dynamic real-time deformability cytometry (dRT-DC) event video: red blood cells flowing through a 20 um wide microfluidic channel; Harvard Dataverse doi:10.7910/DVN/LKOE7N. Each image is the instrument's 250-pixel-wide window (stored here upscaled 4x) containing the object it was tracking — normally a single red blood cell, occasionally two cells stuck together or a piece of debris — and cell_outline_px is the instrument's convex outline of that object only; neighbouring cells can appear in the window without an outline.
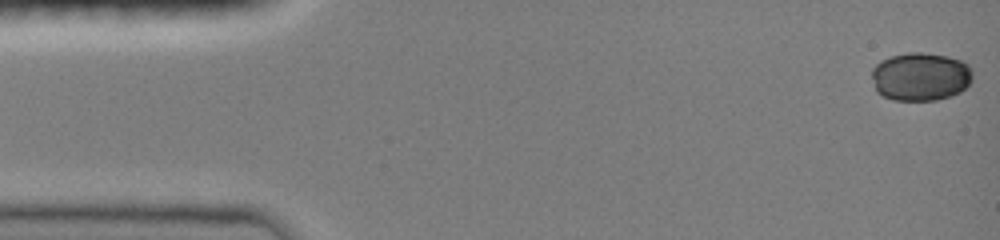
{"species": "common noctule bat (a hibernating species)", "species_latin": "Nyctalus noctula", "temperature_condition": "room temperature", "stored_images_in_passage": 16, "camera_frame_rate_fps": 3000, "um_per_image_px": 0.085, "animal": {"sex": "female", "body_mass_g": 19.0, "forearm_length_mm": 51.5}, "frame": {"image": 1, "passage_image": 1, "time_ms": 0.0, "image_size_px": [1000, 240], "cell_outline_px": [[972, 80], [960, 92], [952, 96], [936, 100], [892, 100], [876, 92], [872, 76], [872, 68], [880, 60], [892, 56], [908, 52], [920, 52], [948, 56], [960, 60], [968, 64], [972, 68]], "centroid_in_image_um": [78.25, 6.51], "position_along_channel_um": 6.8, "area_um2": 28.61}}
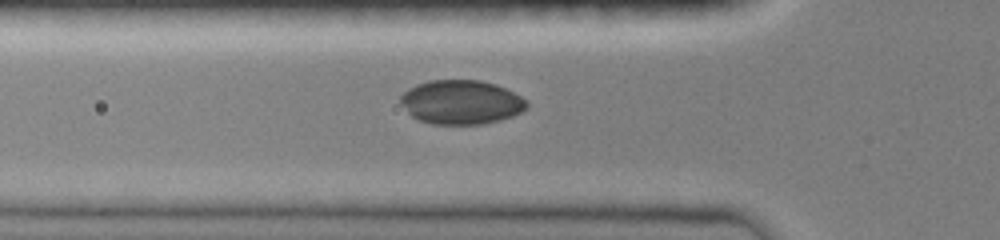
{"frame": {"image": 2, "passage_image": 10, "time_ms": 5.0, "image_size_px": [1000, 240], "cell_outline_px": [[528, 108], [512, 116], [500, 120], [484, 124], [432, 124], [420, 120], [412, 116], [400, 104], [400, 96], [408, 88], [416, 84], [428, 80], [480, 80], [496, 84], [528, 100]], "centroid_in_image_um": [39.19, 8.68], "position_along_channel_um": 86.6, "area_um2": 32.6}}
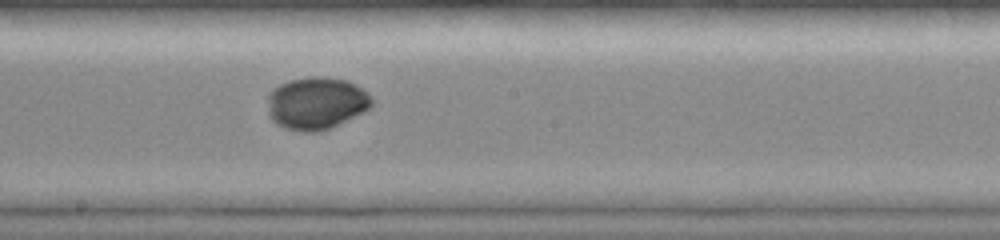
{"frame": {"image": 3, "passage_image": 16, "time_ms": 8.333, "image_size_px": [1000, 240], "cell_outline_px": [[372, 104], [364, 112], [332, 128], [320, 132], [304, 132], [284, 128], [276, 124], [268, 116], [268, 96], [272, 88], [280, 84], [292, 80], [308, 76], [324, 76], [348, 80], [356, 84], [368, 92], [372, 96]], "centroid_in_image_um": [26.89, 8.78], "position_along_channel_um": 221.3, "area_um2": 32.37}}